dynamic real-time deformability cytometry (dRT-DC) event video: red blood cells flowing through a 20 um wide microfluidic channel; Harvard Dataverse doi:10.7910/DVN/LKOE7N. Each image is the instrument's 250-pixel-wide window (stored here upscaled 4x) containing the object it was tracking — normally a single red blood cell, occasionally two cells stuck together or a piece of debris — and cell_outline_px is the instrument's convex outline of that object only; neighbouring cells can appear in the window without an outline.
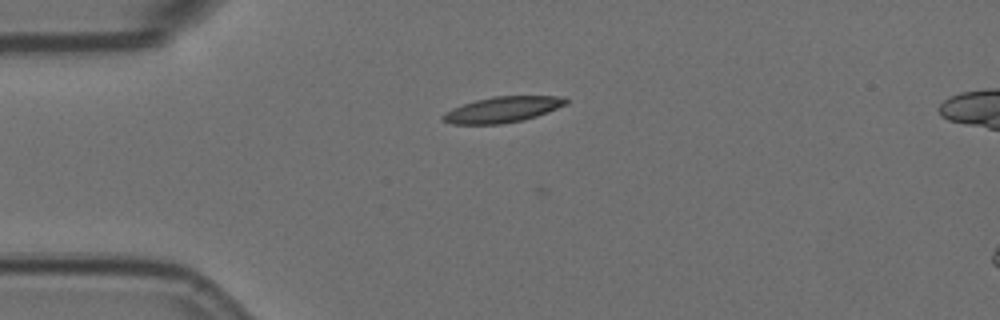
{"species": "Egyptian fruit bat (a non-hibernating species)", "species_latin": "Rousettus aegyptiacus", "temperature_condition": "room temperature", "stored_images_in_passage": 44, "camera_frame_rate_fps": 3000, "um_per_image_px": 0.085, "animal": {"sex": "female"}, "frame": {"image": 1, "passage_image": 1, "time_ms": 0.0, "image_size_px": [1000, 320], "cell_outline_px": [[568, 104], [548, 112], [524, 120], [500, 124], [452, 124], [444, 120], [440, 116], [444, 112], [452, 108], [476, 100], [492, 96], [564, 96], [568, 100]], "centroid_in_image_um": [42.73, 9.31], "position_along_channel_um": 42.3, "area_um2": 18.55}}
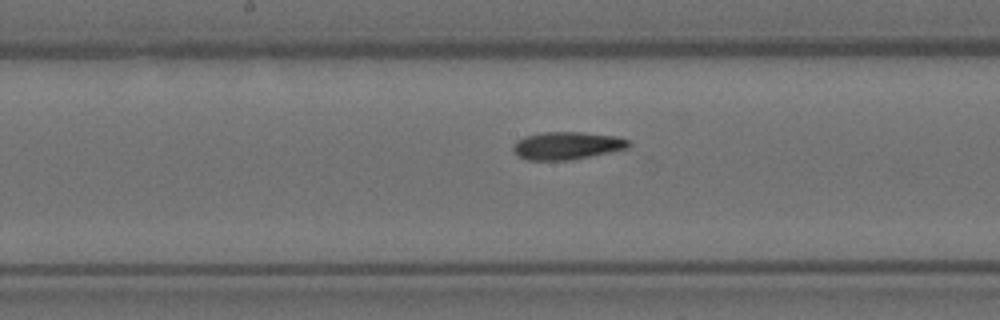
{"frame": {"image": 2, "passage_image": 16, "time_ms": 5.0, "image_size_px": [1000, 320], "cell_outline_px": [[632, 144], [628, 148], [568, 160], [528, 160], [520, 156], [512, 148], [516, 140], [524, 136], [544, 132], [580, 132], [616, 136], [628, 140]], "centroid_in_image_um": [48.18, 12.36], "position_along_channel_um": 200.0, "area_um2": 18.38}}
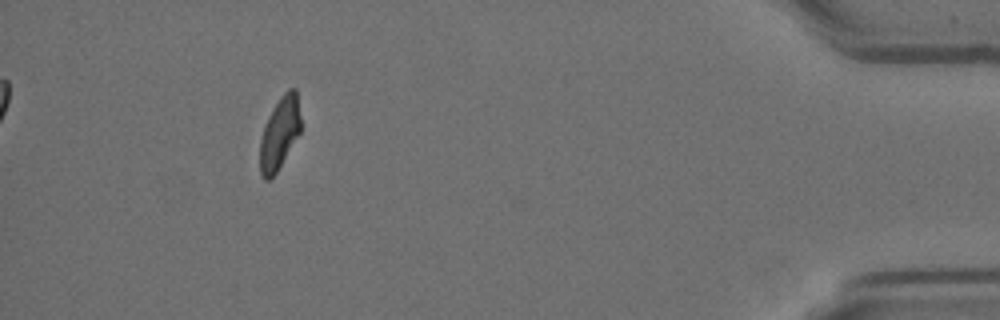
{"frame": {"image": 3, "passage_image": 39, "time_ms": 12.667, "image_size_px": [1000, 320], "cell_outline_px": [[300, 132], [276, 172], [268, 180], [264, 180], [260, 172], [260, 140], [268, 116], [272, 108], [280, 96], [288, 88], [296, 88], [300, 116]], "centroid_in_image_um": [23.76, 11.29], "position_along_channel_um": 411.4, "area_um2": 16.94}, "authors_computed_cell_mechanics": {"area_um2": 18.3515, "velocity_mm_per_s": 3.5787, "shape_relaxation_time_tau1_ms": null, "shape_relaxation_time_tau2_ms": 6.4696, "deformation_change_tau1": null, "deformation_change_tau2": 0.1293}}